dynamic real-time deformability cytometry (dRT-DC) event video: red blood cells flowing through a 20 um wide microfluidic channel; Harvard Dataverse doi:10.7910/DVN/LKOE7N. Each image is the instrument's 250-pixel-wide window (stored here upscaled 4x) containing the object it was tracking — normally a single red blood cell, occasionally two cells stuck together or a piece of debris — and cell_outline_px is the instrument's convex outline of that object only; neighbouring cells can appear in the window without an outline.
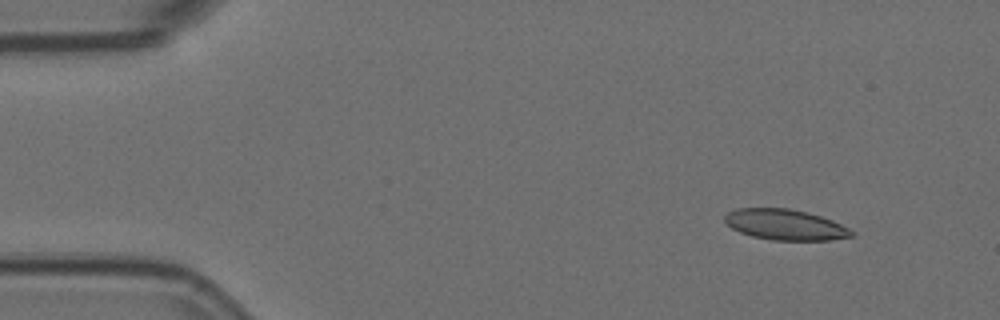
{"species": "Egyptian fruit bat (a non-hibernating species)", "species_latin": "Rousettus aegyptiacus", "temperature_condition": "room temperature", "stored_images_in_passage": 5, "camera_frame_rate_fps": 3000, "um_per_image_px": 0.085, "animal": {"sex": "female"}, "frame": {"image": 1, "passage_image": 2, "time_ms": 0.333, "image_size_px": [1000, 320], "cell_outline_px": [[852, 236], [828, 240], [772, 240], [752, 236], [740, 232], [732, 228], [724, 220], [724, 216], [728, 212], [736, 208], [788, 208], [808, 212], [832, 220], [848, 228], [852, 232]], "centroid_in_image_um": [66.7, 19.09], "position_along_channel_um": 18.3, "area_um2": 22.48}}
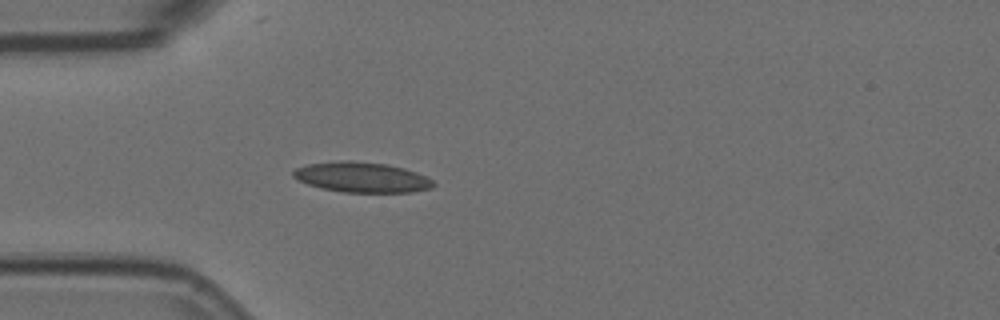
{"frame": {"image": 2, "passage_image": 5, "time_ms": 1.333, "image_size_px": [1000, 320], "cell_outline_px": [[436, 184], [432, 188], [412, 192], [344, 192], [320, 188], [308, 184], [292, 176], [292, 172], [296, 168], [308, 164], [340, 160], [352, 160], [388, 164], [404, 168], [416, 172], [432, 180]], "centroid_in_image_um": [30.76, 15.06], "position_along_channel_um": 54.2, "area_um2": 24.74}}